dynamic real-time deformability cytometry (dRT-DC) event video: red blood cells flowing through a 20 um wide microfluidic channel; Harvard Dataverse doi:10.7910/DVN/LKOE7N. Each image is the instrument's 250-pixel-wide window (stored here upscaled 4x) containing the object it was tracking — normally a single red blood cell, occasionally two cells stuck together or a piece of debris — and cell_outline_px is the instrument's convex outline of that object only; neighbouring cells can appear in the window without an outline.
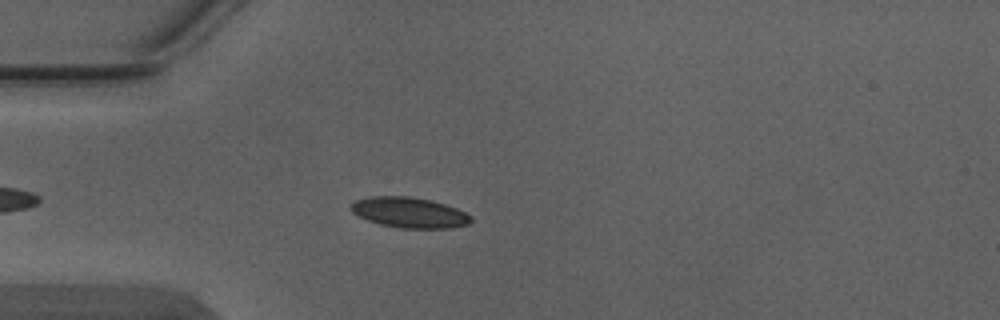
{"species": "Egyptian fruit bat (a non-hibernating species)", "species_latin": "Rousettus aegyptiacus", "temperature_condition": "warm", "stored_images_in_passage": 4, "camera_frame_rate_fps": 3000, "um_per_image_px": 0.085, "animal": {"sex": "male"}, "frame": {"image": 1, "passage_image": 4, "time_ms": 1.0, "image_size_px": [1000, 320], "cell_outline_px": [[472, 220], [468, 224], [452, 228], [400, 228], [380, 224], [368, 220], [352, 212], [348, 208], [356, 200], [368, 196], [408, 196], [428, 200], [444, 204], [456, 208], [472, 216]], "centroid_in_image_um": [34.78, 18.07], "position_along_channel_um": 50.2, "area_um2": 21.21}}